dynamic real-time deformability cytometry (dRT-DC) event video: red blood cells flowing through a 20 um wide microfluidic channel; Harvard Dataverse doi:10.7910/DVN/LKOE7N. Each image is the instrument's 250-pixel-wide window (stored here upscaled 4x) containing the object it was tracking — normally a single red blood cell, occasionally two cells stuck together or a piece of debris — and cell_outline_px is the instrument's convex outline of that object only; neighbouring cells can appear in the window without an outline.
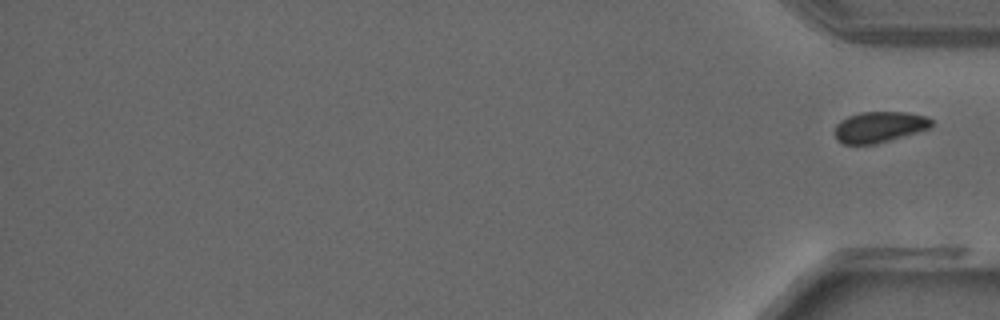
{"species": "common noctule bat (a hibernating species)", "species_latin": "Nyctalus noctula", "temperature_condition": "warm", "stored_images_in_passage": 39, "segment_of_instrument_passage": [2, 2], "camera_frame_rate_fps": 3000, "um_per_image_px": 0.085, "animal": {"sex": "male", "forearm_length_mm": 52.5}, "frame": {"image": 1, "passage_image": 39, "time_ms": 12.667, "image_size_px": [1000, 320], "cell_outline_px": [[936, 124], [932, 128], [876, 144], [844, 144], [836, 140], [836, 124], [840, 120], [848, 116], [860, 112], [908, 112], [928, 116]], "centroid_in_image_um": [74.8, 10.78], "position_along_channel_um": 360.4, "area_um2": 17.69}}